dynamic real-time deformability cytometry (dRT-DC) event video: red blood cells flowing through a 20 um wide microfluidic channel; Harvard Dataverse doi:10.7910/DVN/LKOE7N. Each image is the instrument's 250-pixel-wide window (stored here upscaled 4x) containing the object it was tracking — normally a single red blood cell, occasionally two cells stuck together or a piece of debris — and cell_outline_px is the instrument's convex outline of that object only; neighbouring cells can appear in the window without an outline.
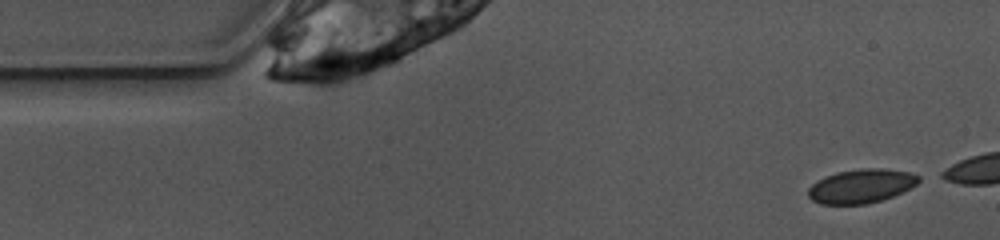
{"species": "common noctule bat (a hibernating species)", "species_latin": "Nyctalus noctula", "temperature_condition": "warm", "stored_images_in_passage": 10, "camera_frame_rate_fps": 3000, "um_per_image_px": 0.085, "animal": {"sex": "female", "body_mass_g": 10.0, "forearm_length_mm": 53.1}, "frame": {"image": 1, "passage_image": 1, "time_ms": 0.0, "image_size_px": [1000, 240], "cell_outline_px": [[920, 180], [916, 184], [892, 196], [880, 200], [864, 204], [820, 204], [812, 200], [808, 196], [808, 188], [812, 184], [836, 172], [860, 168], [884, 168], [908, 172], [920, 176]], "centroid_in_image_um": [73.18, 15.81], "position_along_channel_um": 11.8, "area_um2": 21.56}}